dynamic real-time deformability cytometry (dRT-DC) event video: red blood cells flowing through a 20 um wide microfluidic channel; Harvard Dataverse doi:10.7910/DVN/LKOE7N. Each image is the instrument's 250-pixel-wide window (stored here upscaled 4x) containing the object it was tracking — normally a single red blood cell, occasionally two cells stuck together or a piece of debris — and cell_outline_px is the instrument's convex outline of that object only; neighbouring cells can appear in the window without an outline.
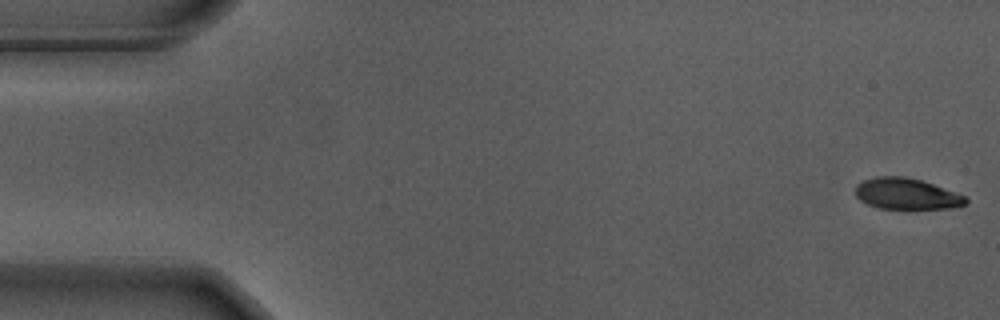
{"species": "Egyptian fruit bat (a non-hibernating species)", "species_latin": "Rousettus aegyptiacus", "temperature_condition": "warm", "stored_images_in_passage": 56, "camera_frame_rate_fps": 3000, "um_per_image_px": 0.085, "animal": {"sex": "male"}, "frame": {"image": 1, "passage_image": 1, "time_ms": 0.0, "image_size_px": [1000, 320], "cell_outline_px": [[968, 200], [960, 208], [880, 208], [868, 204], [860, 200], [856, 196], [856, 184], [864, 180], [876, 176], [904, 176], [920, 180], [932, 184], [964, 196]], "centroid_in_image_um": [77.03, 16.47], "position_along_channel_um": 8.0, "area_um2": 19.71}}
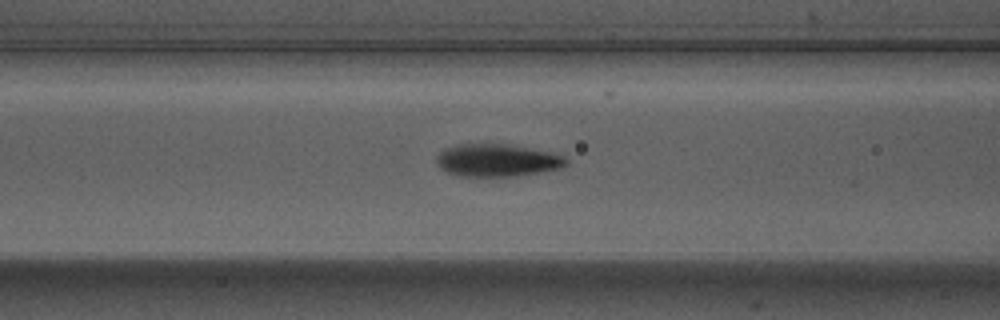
{"frame": {"image": 2, "passage_image": 22, "time_ms": 7.0, "image_size_px": [1000, 320], "cell_outline_px": [[568, 164], [560, 168], [516, 176], [460, 176], [448, 172], [440, 168], [436, 164], [436, 156], [444, 148], [456, 144], [488, 140], [556, 152], [564, 156], [568, 160]], "centroid_in_image_um": [42.24, 13.56], "position_along_channel_um": 124.4, "area_um2": 25.72}}
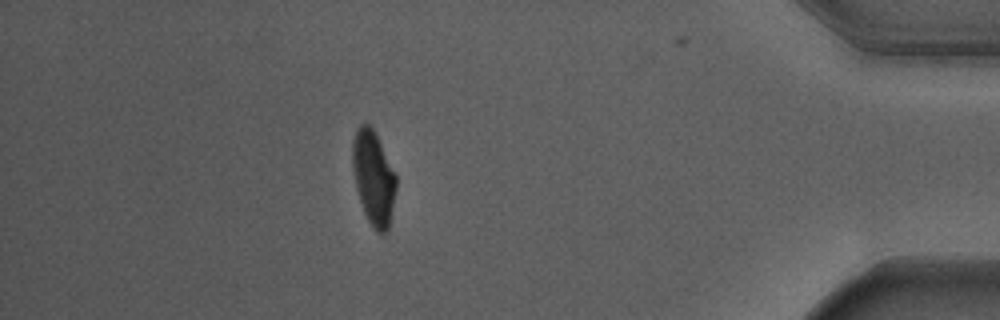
{"frame": {"image": 3, "passage_image": 49, "time_ms": 16.0, "image_size_px": [1000, 320], "cell_outline_px": [[396, 188], [388, 228], [384, 232], [376, 232], [372, 228], [364, 212], [356, 188], [352, 168], [352, 140], [356, 128], [360, 124], [368, 124], [372, 128], [396, 172]], "centroid_in_image_um": [31.73, 15.08], "position_along_channel_um": 403.5, "area_um2": 23.81}, "authors_computed_cell_mechanics": {"area_um2": 23.8136, "velocity_mm_per_s": 3.6663, "shape_relaxation_time_tau1_ms": 2.337, "shape_relaxation_time_tau2_ms": 0.7244, "deformation_change_tau1": 0.1805, "deformation_change_tau2": 0.0554}}